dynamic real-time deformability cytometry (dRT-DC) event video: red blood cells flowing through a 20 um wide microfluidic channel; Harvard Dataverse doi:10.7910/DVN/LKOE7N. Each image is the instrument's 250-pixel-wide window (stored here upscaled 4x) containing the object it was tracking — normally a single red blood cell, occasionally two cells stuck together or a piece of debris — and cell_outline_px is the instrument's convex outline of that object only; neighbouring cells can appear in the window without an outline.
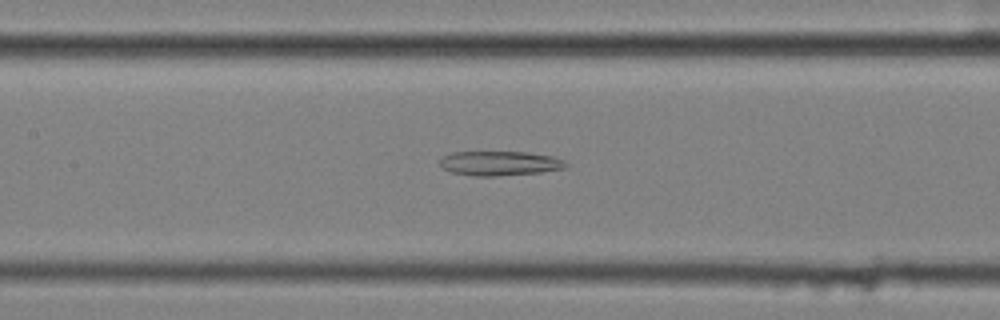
{"species": "common noctule bat (a hibernating species)", "species_latin": "Nyctalus noctula", "temperature_condition": "cold", "stored_images_in_passage": 57, "segment_of_instrument_passage": [2, 2], "camera_frame_rate_fps": 3000, "um_per_image_px": 0.085, "animal": {"sex": "female", "body_mass_g": 25.1}, "frame": {"image": 1, "passage_image": 27, "time_ms": 8.667, "image_size_px": [1000, 320], "cell_outline_px": [[568, 168], [540, 172], [496, 176], [476, 176], [452, 172], [444, 168], [440, 164], [440, 160], [444, 156], [452, 152], [528, 152], [552, 156], [564, 160], [568, 164]], "centroid_in_image_um": [42.53, 13.88], "position_along_channel_um": 164.9, "area_um2": 17.92}}
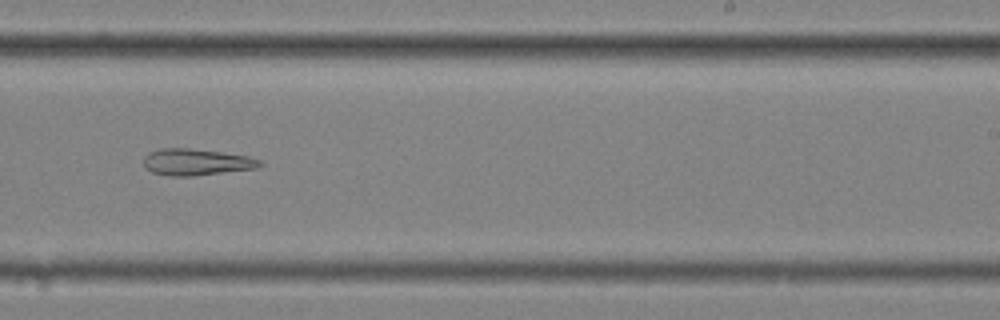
{"frame": {"image": 2, "passage_image": 36, "time_ms": 11.667, "image_size_px": [1000, 320], "cell_outline_px": [[264, 164], [256, 168], [192, 176], [168, 176], [152, 172], [144, 164], [144, 156], [148, 152], [160, 148], [188, 148], [220, 152], [248, 156], [260, 160]], "centroid_in_image_um": [16.67, 13.77], "position_along_channel_um": 272.3, "area_um2": 17.86}}
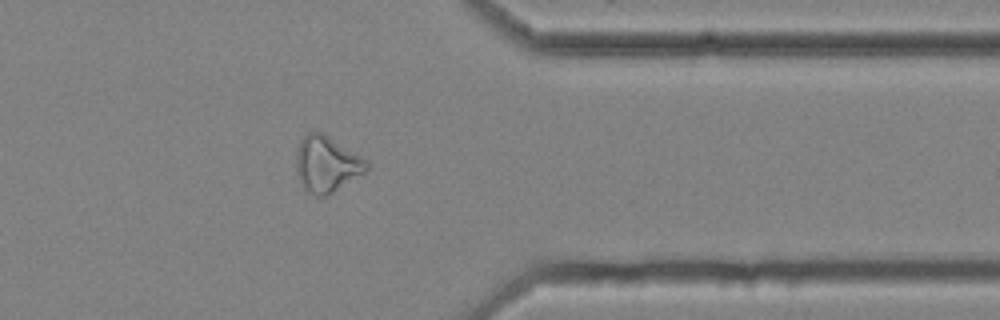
{"frame": {"image": 3, "passage_image": 46, "time_ms": 15.0, "image_size_px": [1000, 320], "cell_outline_px": [[368, 168], [364, 172], [328, 196], [316, 196], [308, 192], [304, 188], [296, 172], [296, 152], [300, 140], [308, 132], [324, 132], [368, 160]], "centroid_in_image_um": [27.76, 13.93], "position_along_channel_um": 383.6, "area_um2": 23.12}}